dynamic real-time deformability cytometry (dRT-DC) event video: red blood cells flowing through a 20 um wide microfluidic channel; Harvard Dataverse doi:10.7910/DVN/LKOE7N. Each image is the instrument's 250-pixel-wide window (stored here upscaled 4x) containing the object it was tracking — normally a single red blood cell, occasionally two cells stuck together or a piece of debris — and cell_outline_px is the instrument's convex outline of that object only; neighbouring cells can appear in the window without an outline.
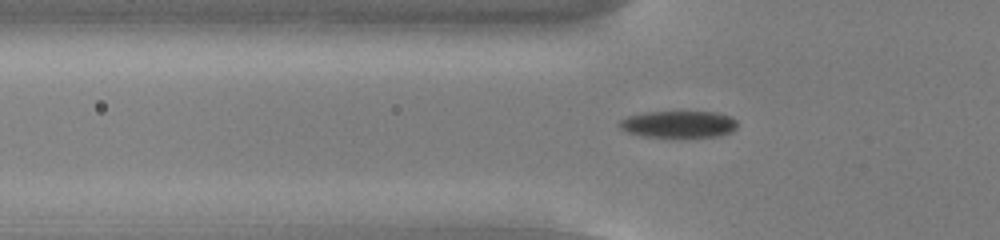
{"species": "common noctule bat (a hibernating species)", "species_latin": "Nyctalus noctula", "temperature_condition": "cold", "stored_images_in_passage": 50, "camera_frame_rate_fps": 3000, "um_per_image_px": 0.085, "animal": {"sex": "male", "body_mass_g": 13.0, "forearm_length_mm": 53.1}, "frame": {"image": 1, "passage_image": 14, "time_ms": 4.333, "image_size_px": [1000, 240], "cell_outline_px": [[736, 128], [732, 132], [720, 136], [640, 136], [628, 132], [620, 128], [620, 120], [628, 116], [648, 112], [716, 112], [732, 116], [736, 120]], "centroid_in_image_um": [57.72, 10.55], "position_along_channel_um": 68.1, "area_um2": 18.21}}
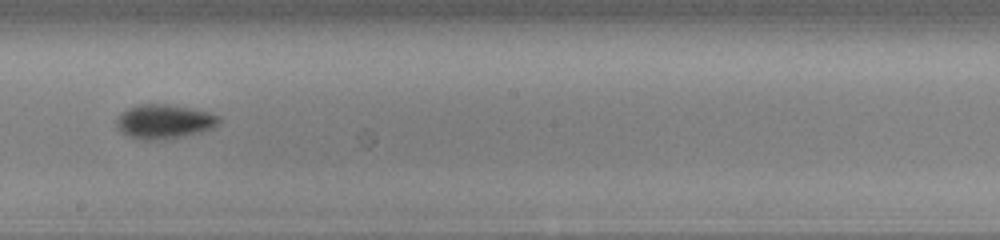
{"frame": {"image": 2, "passage_image": 27, "time_ms": 8.667, "image_size_px": [1000, 240], "cell_outline_px": [[224, 120], [216, 128], [184, 136], [164, 140], [144, 140], [128, 136], [120, 132], [116, 128], [116, 120], [128, 108], [140, 104], [164, 104], [188, 108], [208, 112], [220, 116]], "centroid_in_image_um": [14.0, 10.35], "position_along_channel_um": 234.2, "area_um2": 20.63}}
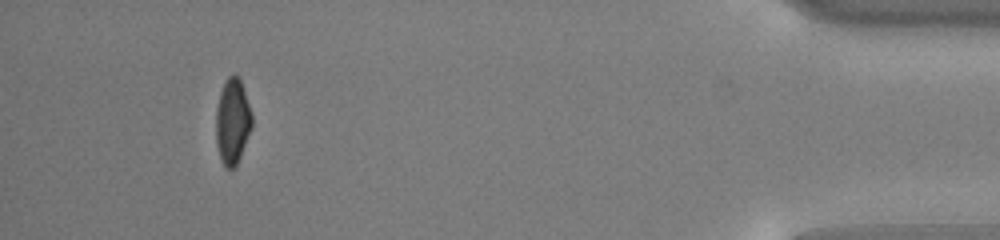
{"frame": {"image": 3, "passage_image": 46, "time_ms": 15.0, "image_size_px": [1000, 240], "cell_outline_px": [[252, 128], [240, 156], [236, 164], [232, 168], [228, 168], [220, 160], [216, 144], [216, 108], [220, 92], [224, 80], [232, 72], [240, 80], [252, 116]], "centroid_in_image_um": [19.74, 10.3], "position_along_channel_um": 415.5, "area_um2": 17.8}, "authors_computed_cell_mechanics": {"area_um2": 18.5827, "velocity_mm_per_s": 3.8604, "shape_relaxation_time_tau1_ms": 2.5939, "shape_relaxation_time_tau2_ms": null, "deformation_change_tau1": 0.1083, "deformation_change_tau2": null}}